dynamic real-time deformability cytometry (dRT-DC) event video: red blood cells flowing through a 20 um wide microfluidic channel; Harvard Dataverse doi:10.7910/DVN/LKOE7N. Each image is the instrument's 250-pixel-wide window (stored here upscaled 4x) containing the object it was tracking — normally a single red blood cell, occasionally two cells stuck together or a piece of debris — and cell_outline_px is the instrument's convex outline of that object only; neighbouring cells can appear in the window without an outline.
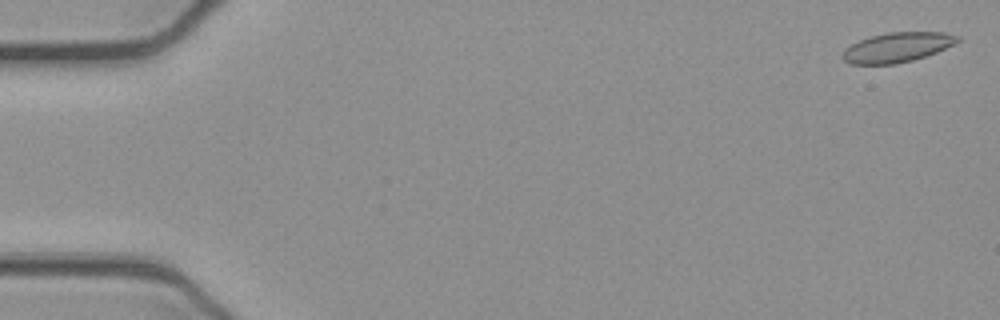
{"species": "common noctule bat (a hibernating species)", "species_latin": "Nyctalus noctula", "temperature_condition": "cold", "stored_images_in_passage": 53, "camera_frame_rate_fps": 3000, "um_per_image_px": 0.085, "animal": {"sex": "female", "body_mass_g": 21.9}, "frame": {"image": 1, "passage_image": 2, "time_ms": 0.333, "image_size_px": [1000, 320], "cell_outline_px": [[960, 40], [936, 52], [912, 60], [896, 64], [852, 64], [844, 60], [840, 56], [844, 48], [868, 36], [888, 32], [944, 32], [960, 36]], "centroid_in_image_um": [76.22, 4.01], "position_along_channel_um": 8.8, "area_um2": 19.88}}
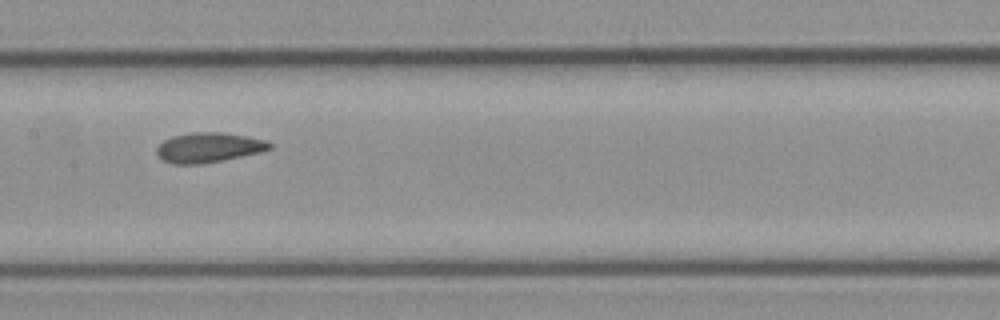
{"frame": {"image": 2, "passage_image": 27, "time_ms": 8.667, "image_size_px": [1000, 320], "cell_outline_px": [[272, 148], [260, 152], [224, 160], [200, 164], [172, 164], [160, 160], [156, 156], [156, 148], [164, 140], [172, 136], [192, 132], [224, 132], [248, 136], [268, 140], [272, 144]], "centroid_in_image_um": [17.72, 12.54], "position_along_channel_um": 189.7, "area_um2": 20.0}}
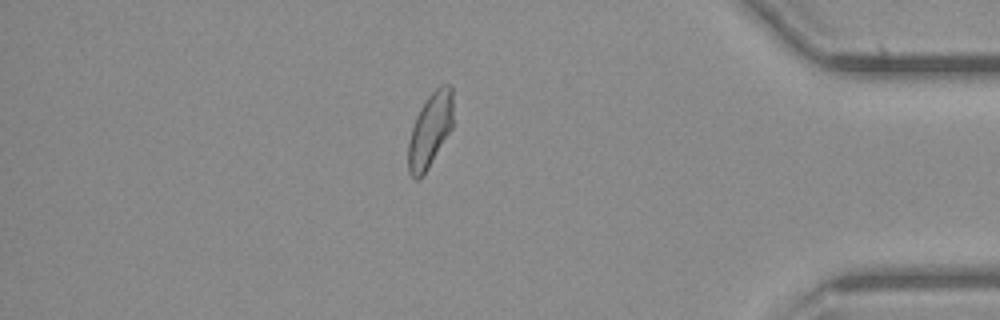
{"frame": {"image": 3, "passage_image": 46, "time_ms": 15.0, "image_size_px": [1000, 320], "cell_outline_px": [[452, 128], [424, 176], [420, 180], [416, 180], [408, 172], [408, 144], [412, 128], [416, 116], [420, 108], [428, 96], [440, 84], [452, 84]], "centroid_in_image_um": [36.55, 11.08], "position_along_channel_um": 398.6, "area_um2": 19.59}, "authors_computed_cell_mechanics": {"area_um2": 19.8832, "velocity_mm_per_s": 3.8839, "shape_relaxation_time_tau1_ms": null, "shape_relaxation_time_tau2_ms": 2.0669, "deformation_change_tau1": null, "deformation_change_tau2": 0.0659}}